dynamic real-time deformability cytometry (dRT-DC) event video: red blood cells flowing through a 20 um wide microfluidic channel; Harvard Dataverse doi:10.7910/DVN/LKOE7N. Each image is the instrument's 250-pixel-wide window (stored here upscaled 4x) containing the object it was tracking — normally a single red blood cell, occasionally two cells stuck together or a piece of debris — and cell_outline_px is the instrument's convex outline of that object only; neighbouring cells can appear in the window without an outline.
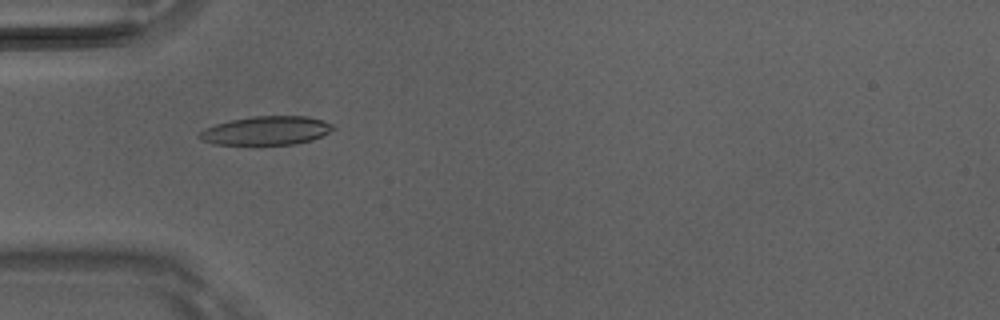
{"species": "Egyptian fruit bat (a non-hibernating species)", "species_latin": "Rousettus aegyptiacus", "temperature_condition": "room temperature", "stored_images_in_passage": 8, "camera_frame_rate_fps": 3000, "um_per_image_px": 0.085, "animal": {"sex": "male"}, "frame": {"image": 1, "passage_image": 5, "time_ms": 1.333, "image_size_px": [1000, 320], "cell_outline_px": [[336, 128], [312, 140], [296, 144], [212, 144], [196, 136], [204, 128], [216, 124], [232, 120], [252, 116], [308, 116], [324, 120], [332, 124]], "centroid_in_image_um": [22.65, 11.09], "position_along_channel_um": 62.4, "area_um2": 22.25}}